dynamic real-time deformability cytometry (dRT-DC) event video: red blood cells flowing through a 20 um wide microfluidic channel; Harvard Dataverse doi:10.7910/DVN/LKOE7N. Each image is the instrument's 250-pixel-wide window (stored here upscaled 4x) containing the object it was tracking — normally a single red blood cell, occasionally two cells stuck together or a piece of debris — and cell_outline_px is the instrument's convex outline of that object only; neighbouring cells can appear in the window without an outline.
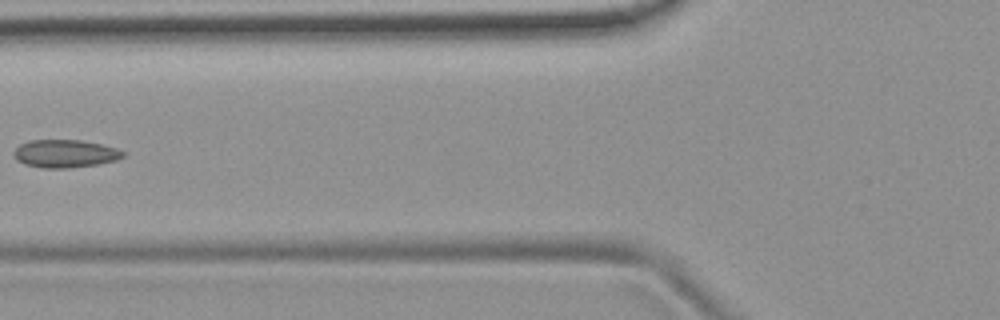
{"species": "common noctule bat (a hibernating species)", "species_latin": "Nyctalus noctula", "temperature_condition": "room temperature", "stored_images_in_passage": 7, "camera_frame_rate_fps": 3000, "um_per_image_px": 0.085, "animal": {"sex": "female", "body_mass_g": 19.9}, "frame": {"image": 1, "passage_image": 6, "time_ms": 1.667, "image_size_px": [1000, 320], "cell_outline_px": [[128, 152], [124, 156], [116, 160], [96, 164], [68, 168], [44, 168], [24, 164], [16, 160], [12, 156], [12, 152], [20, 144], [28, 140], [80, 140], [100, 144], [116, 148]], "centroid_in_image_um": [5.5, 13.05], "position_along_channel_um": 120.3, "area_um2": 17.86}}
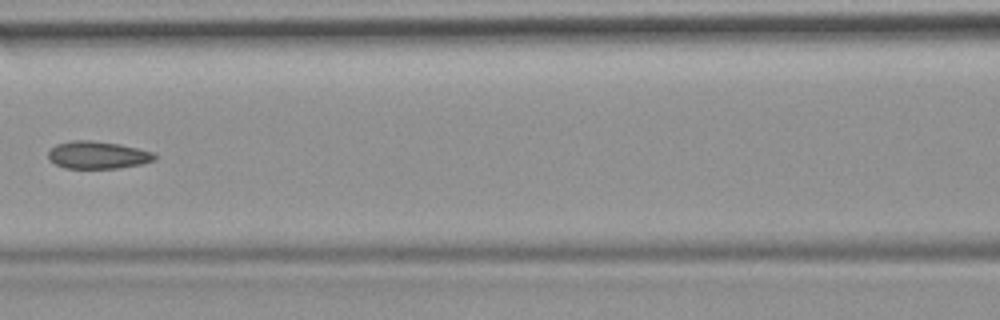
{"frame": {"image": 2, "passage_image": 7, "time_ms": 2.0, "image_size_px": [1000, 320], "cell_outline_px": [[156, 160], [140, 164], [116, 168], [64, 168], [56, 164], [48, 156], [48, 152], [56, 144], [72, 140], [88, 140], [120, 144], [156, 152]], "centroid_in_image_um": [8.34, 13.17], "position_along_channel_um": 158.3, "area_um2": 16.99}}